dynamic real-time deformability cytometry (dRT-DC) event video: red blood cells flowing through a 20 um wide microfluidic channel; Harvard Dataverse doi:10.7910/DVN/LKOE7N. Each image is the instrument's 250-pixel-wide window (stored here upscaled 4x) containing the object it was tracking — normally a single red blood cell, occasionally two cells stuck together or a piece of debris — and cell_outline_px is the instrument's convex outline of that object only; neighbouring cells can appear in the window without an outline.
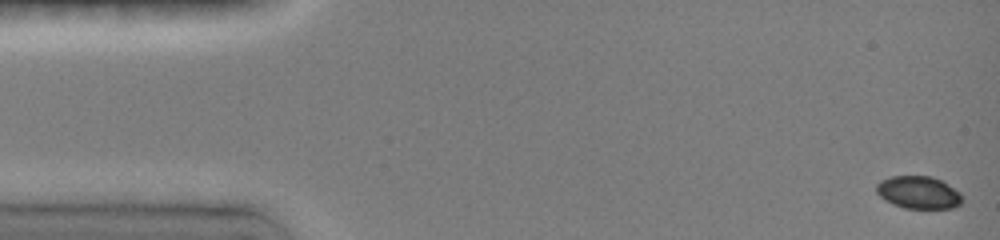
{"species": "common noctule bat (a hibernating species)", "species_latin": "Nyctalus noctula", "temperature_condition": "room temperature", "stored_images_in_passage": 17, "camera_frame_rate_fps": 3000, "um_per_image_px": 0.085, "animal": {"sex": "female", "body_mass_g": 19.0, "forearm_length_mm": 51.5}, "frame": {"image": 1, "passage_image": 1, "time_ms": 0.0, "image_size_px": [1000, 240], "cell_outline_px": [[960, 204], [952, 208], [904, 208], [892, 204], [884, 200], [876, 192], [876, 184], [880, 180], [892, 176], [932, 176], [948, 184], [960, 192]], "centroid_in_image_um": [78.03, 16.35], "position_along_channel_um": 7.0, "area_um2": 16.24}}
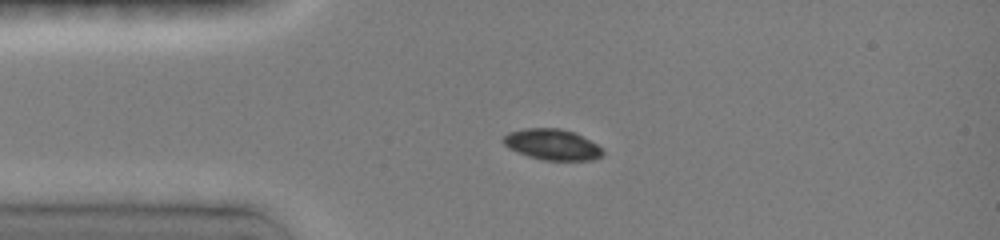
{"frame": {"image": 2, "passage_image": 10, "time_ms": 3.333, "image_size_px": [1000, 240], "cell_outline_px": [[604, 156], [592, 160], [544, 160], [528, 156], [508, 148], [500, 140], [508, 132], [524, 128], [560, 128], [576, 132], [604, 148]], "centroid_in_image_um": [46.96, 12.28], "position_along_channel_um": 38.0, "area_um2": 18.21}}
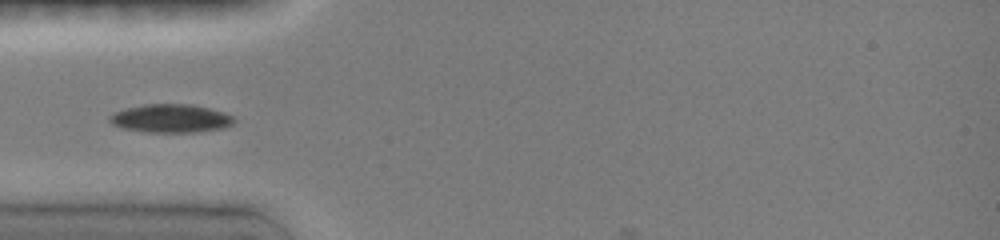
{"frame": {"image": 3, "passage_image": 13, "time_ms": 4.667, "image_size_px": [1000, 240], "cell_outline_px": [[236, 120], [232, 124], [224, 128], [196, 132], [148, 132], [124, 128], [112, 124], [108, 120], [108, 116], [112, 112], [124, 108], [144, 104], [192, 104], [224, 112], [232, 116]], "centroid_in_image_um": [14.49, 10.06], "position_along_channel_um": 70.5, "area_um2": 20.69}}